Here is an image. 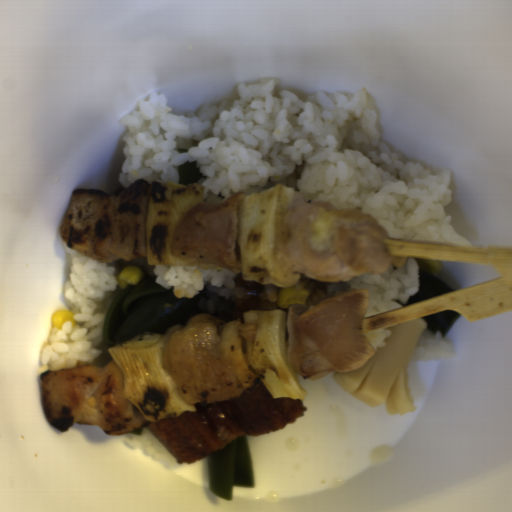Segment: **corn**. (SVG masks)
Segmentation results:
<instances>
[{
    "instance_id": "obj_1",
    "label": "corn",
    "mask_w": 512,
    "mask_h": 512,
    "mask_svg": "<svg viewBox=\"0 0 512 512\" xmlns=\"http://www.w3.org/2000/svg\"><path fill=\"white\" fill-rule=\"evenodd\" d=\"M310 291L307 289H296L292 286L282 287L277 293L278 305L288 309L293 304H306Z\"/></svg>"
},
{
    "instance_id": "obj_2",
    "label": "corn",
    "mask_w": 512,
    "mask_h": 512,
    "mask_svg": "<svg viewBox=\"0 0 512 512\" xmlns=\"http://www.w3.org/2000/svg\"><path fill=\"white\" fill-rule=\"evenodd\" d=\"M142 280H146V272L139 264L127 265L118 276L117 282L121 289L136 285Z\"/></svg>"
},
{
    "instance_id": "obj_3",
    "label": "corn",
    "mask_w": 512,
    "mask_h": 512,
    "mask_svg": "<svg viewBox=\"0 0 512 512\" xmlns=\"http://www.w3.org/2000/svg\"><path fill=\"white\" fill-rule=\"evenodd\" d=\"M75 312H71L69 310L62 309L56 312H53L51 323L52 327L56 328L57 331H63V325L65 322H70L71 327H76V322L74 320Z\"/></svg>"
},
{
    "instance_id": "obj_4",
    "label": "corn",
    "mask_w": 512,
    "mask_h": 512,
    "mask_svg": "<svg viewBox=\"0 0 512 512\" xmlns=\"http://www.w3.org/2000/svg\"><path fill=\"white\" fill-rule=\"evenodd\" d=\"M419 266L420 269H424L437 277L443 269L442 263L428 258H421Z\"/></svg>"
}]
</instances>
